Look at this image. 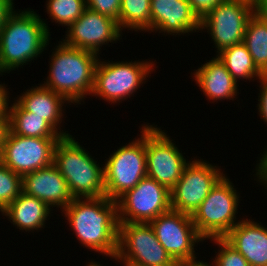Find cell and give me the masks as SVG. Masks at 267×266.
<instances>
[{"label":"cell","instance_id":"obj_34","mask_svg":"<svg viewBox=\"0 0 267 266\" xmlns=\"http://www.w3.org/2000/svg\"><path fill=\"white\" fill-rule=\"evenodd\" d=\"M14 0H0V31L7 17L15 10Z\"/></svg>","mask_w":267,"mask_h":266},{"label":"cell","instance_id":"obj_20","mask_svg":"<svg viewBox=\"0 0 267 266\" xmlns=\"http://www.w3.org/2000/svg\"><path fill=\"white\" fill-rule=\"evenodd\" d=\"M200 91L204 92L207 99L213 102L218 100H234L238 92V84L226 69L224 63L216 57L206 61L192 73Z\"/></svg>","mask_w":267,"mask_h":266},{"label":"cell","instance_id":"obj_38","mask_svg":"<svg viewBox=\"0 0 267 266\" xmlns=\"http://www.w3.org/2000/svg\"><path fill=\"white\" fill-rule=\"evenodd\" d=\"M256 7L258 10H264L267 7V0H259Z\"/></svg>","mask_w":267,"mask_h":266},{"label":"cell","instance_id":"obj_8","mask_svg":"<svg viewBox=\"0 0 267 266\" xmlns=\"http://www.w3.org/2000/svg\"><path fill=\"white\" fill-rule=\"evenodd\" d=\"M147 176L171 190L190 162L170 137L155 125H145Z\"/></svg>","mask_w":267,"mask_h":266},{"label":"cell","instance_id":"obj_27","mask_svg":"<svg viewBox=\"0 0 267 266\" xmlns=\"http://www.w3.org/2000/svg\"><path fill=\"white\" fill-rule=\"evenodd\" d=\"M22 192V176L0 161V212Z\"/></svg>","mask_w":267,"mask_h":266},{"label":"cell","instance_id":"obj_24","mask_svg":"<svg viewBox=\"0 0 267 266\" xmlns=\"http://www.w3.org/2000/svg\"><path fill=\"white\" fill-rule=\"evenodd\" d=\"M217 56L237 83L239 79L254 81L265 76L255 65L243 42L224 48Z\"/></svg>","mask_w":267,"mask_h":266},{"label":"cell","instance_id":"obj_25","mask_svg":"<svg viewBox=\"0 0 267 266\" xmlns=\"http://www.w3.org/2000/svg\"><path fill=\"white\" fill-rule=\"evenodd\" d=\"M119 28L151 33V0H121Z\"/></svg>","mask_w":267,"mask_h":266},{"label":"cell","instance_id":"obj_5","mask_svg":"<svg viewBox=\"0 0 267 266\" xmlns=\"http://www.w3.org/2000/svg\"><path fill=\"white\" fill-rule=\"evenodd\" d=\"M226 176L217 182L191 216L197 232L204 240L224 238L239 222L236 215L240 194Z\"/></svg>","mask_w":267,"mask_h":266},{"label":"cell","instance_id":"obj_2","mask_svg":"<svg viewBox=\"0 0 267 266\" xmlns=\"http://www.w3.org/2000/svg\"><path fill=\"white\" fill-rule=\"evenodd\" d=\"M32 10H14L0 31L1 76L32 62L47 50L50 30L44 19Z\"/></svg>","mask_w":267,"mask_h":266},{"label":"cell","instance_id":"obj_35","mask_svg":"<svg viewBox=\"0 0 267 266\" xmlns=\"http://www.w3.org/2000/svg\"><path fill=\"white\" fill-rule=\"evenodd\" d=\"M192 259V260H177L175 261L174 266H214L213 262L210 264H208L207 262H203L201 260H196Z\"/></svg>","mask_w":267,"mask_h":266},{"label":"cell","instance_id":"obj_40","mask_svg":"<svg viewBox=\"0 0 267 266\" xmlns=\"http://www.w3.org/2000/svg\"><path fill=\"white\" fill-rule=\"evenodd\" d=\"M246 1H249V2L253 3L256 6L258 5V2H259V0H246Z\"/></svg>","mask_w":267,"mask_h":266},{"label":"cell","instance_id":"obj_26","mask_svg":"<svg viewBox=\"0 0 267 266\" xmlns=\"http://www.w3.org/2000/svg\"><path fill=\"white\" fill-rule=\"evenodd\" d=\"M45 5L52 22L67 26L66 29L81 17L87 8L86 0H47Z\"/></svg>","mask_w":267,"mask_h":266},{"label":"cell","instance_id":"obj_39","mask_svg":"<svg viewBox=\"0 0 267 266\" xmlns=\"http://www.w3.org/2000/svg\"><path fill=\"white\" fill-rule=\"evenodd\" d=\"M95 262H96V261L93 262V261L91 260V262H90V263L88 262V263H87L88 265H86V266H102V265H103V264L100 265V263H98V262L95 263Z\"/></svg>","mask_w":267,"mask_h":266},{"label":"cell","instance_id":"obj_18","mask_svg":"<svg viewBox=\"0 0 267 266\" xmlns=\"http://www.w3.org/2000/svg\"><path fill=\"white\" fill-rule=\"evenodd\" d=\"M224 239L250 266H267V227L250 219H242Z\"/></svg>","mask_w":267,"mask_h":266},{"label":"cell","instance_id":"obj_22","mask_svg":"<svg viewBox=\"0 0 267 266\" xmlns=\"http://www.w3.org/2000/svg\"><path fill=\"white\" fill-rule=\"evenodd\" d=\"M8 129L20 136L37 138H61L47 121L25 111L16 101L11 103L8 113Z\"/></svg>","mask_w":267,"mask_h":266},{"label":"cell","instance_id":"obj_9","mask_svg":"<svg viewBox=\"0 0 267 266\" xmlns=\"http://www.w3.org/2000/svg\"><path fill=\"white\" fill-rule=\"evenodd\" d=\"M257 10L246 0H226L200 20V30H207L214 41L216 53L244 40L248 19Z\"/></svg>","mask_w":267,"mask_h":266},{"label":"cell","instance_id":"obj_3","mask_svg":"<svg viewBox=\"0 0 267 266\" xmlns=\"http://www.w3.org/2000/svg\"><path fill=\"white\" fill-rule=\"evenodd\" d=\"M53 49L49 74L42 86L62 95L70 105L81 104L91 95L99 56L91 51L66 45L63 41Z\"/></svg>","mask_w":267,"mask_h":266},{"label":"cell","instance_id":"obj_21","mask_svg":"<svg viewBox=\"0 0 267 266\" xmlns=\"http://www.w3.org/2000/svg\"><path fill=\"white\" fill-rule=\"evenodd\" d=\"M51 211L53 210L40 199L21 192L1 213L17 229L33 232L46 226Z\"/></svg>","mask_w":267,"mask_h":266},{"label":"cell","instance_id":"obj_30","mask_svg":"<svg viewBox=\"0 0 267 266\" xmlns=\"http://www.w3.org/2000/svg\"><path fill=\"white\" fill-rule=\"evenodd\" d=\"M226 0H188L193 13L201 20L218 4Z\"/></svg>","mask_w":267,"mask_h":266},{"label":"cell","instance_id":"obj_10","mask_svg":"<svg viewBox=\"0 0 267 266\" xmlns=\"http://www.w3.org/2000/svg\"><path fill=\"white\" fill-rule=\"evenodd\" d=\"M169 210L170 190L148 176L117 200L118 222L150 223Z\"/></svg>","mask_w":267,"mask_h":266},{"label":"cell","instance_id":"obj_16","mask_svg":"<svg viewBox=\"0 0 267 266\" xmlns=\"http://www.w3.org/2000/svg\"><path fill=\"white\" fill-rule=\"evenodd\" d=\"M22 192L40 199L49 208L61 210L74 200L65 178L53 163L23 175Z\"/></svg>","mask_w":267,"mask_h":266},{"label":"cell","instance_id":"obj_23","mask_svg":"<svg viewBox=\"0 0 267 266\" xmlns=\"http://www.w3.org/2000/svg\"><path fill=\"white\" fill-rule=\"evenodd\" d=\"M243 43L257 68L267 76V14L256 10L248 19Z\"/></svg>","mask_w":267,"mask_h":266},{"label":"cell","instance_id":"obj_31","mask_svg":"<svg viewBox=\"0 0 267 266\" xmlns=\"http://www.w3.org/2000/svg\"><path fill=\"white\" fill-rule=\"evenodd\" d=\"M260 93L258 94V111L260 118L267 124V76H264L263 78H260Z\"/></svg>","mask_w":267,"mask_h":266},{"label":"cell","instance_id":"obj_33","mask_svg":"<svg viewBox=\"0 0 267 266\" xmlns=\"http://www.w3.org/2000/svg\"><path fill=\"white\" fill-rule=\"evenodd\" d=\"M4 84H0V118H8V113L10 110L9 104L10 99H9V88H6Z\"/></svg>","mask_w":267,"mask_h":266},{"label":"cell","instance_id":"obj_29","mask_svg":"<svg viewBox=\"0 0 267 266\" xmlns=\"http://www.w3.org/2000/svg\"><path fill=\"white\" fill-rule=\"evenodd\" d=\"M88 9L108 16L118 22L121 0H86Z\"/></svg>","mask_w":267,"mask_h":266},{"label":"cell","instance_id":"obj_14","mask_svg":"<svg viewBox=\"0 0 267 266\" xmlns=\"http://www.w3.org/2000/svg\"><path fill=\"white\" fill-rule=\"evenodd\" d=\"M160 244L175 260L196 258L195 245L204 239L197 232L190 215L169 210L150 222Z\"/></svg>","mask_w":267,"mask_h":266},{"label":"cell","instance_id":"obj_1","mask_svg":"<svg viewBox=\"0 0 267 266\" xmlns=\"http://www.w3.org/2000/svg\"><path fill=\"white\" fill-rule=\"evenodd\" d=\"M62 212L83 247L108 257L117 253V201L107 196L74 198Z\"/></svg>","mask_w":267,"mask_h":266},{"label":"cell","instance_id":"obj_37","mask_svg":"<svg viewBox=\"0 0 267 266\" xmlns=\"http://www.w3.org/2000/svg\"><path fill=\"white\" fill-rule=\"evenodd\" d=\"M110 258L118 261L121 264L123 263L124 264L123 266H145L143 264L136 263V262H133V261L128 260V259L120 258L116 254L114 256H110Z\"/></svg>","mask_w":267,"mask_h":266},{"label":"cell","instance_id":"obj_6","mask_svg":"<svg viewBox=\"0 0 267 266\" xmlns=\"http://www.w3.org/2000/svg\"><path fill=\"white\" fill-rule=\"evenodd\" d=\"M140 130L141 137L119 147L101 165L104 167L105 196L113 201L147 176L144 124Z\"/></svg>","mask_w":267,"mask_h":266},{"label":"cell","instance_id":"obj_11","mask_svg":"<svg viewBox=\"0 0 267 266\" xmlns=\"http://www.w3.org/2000/svg\"><path fill=\"white\" fill-rule=\"evenodd\" d=\"M116 255L145 266L175 264L158 241L150 223L119 222Z\"/></svg>","mask_w":267,"mask_h":266},{"label":"cell","instance_id":"obj_12","mask_svg":"<svg viewBox=\"0 0 267 266\" xmlns=\"http://www.w3.org/2000/svg\"><path fill=\"white\" fill-rule=\"evenodd\" d=\"M205 160L190 161L170 190L171 209L192 216L211 189L225 175Z\"/></svg>","mask_w":267,"mask_h":266},{"label":"cell","instance_id":"obj_17","mask_svg":"<svg viewBox=\"0 0 267 266\" xmlns=\"http://www.w3.org/2000/svg\"><path fill=\"white\" fill-rule=\"evenodd\" d=\"M154 31L187 35L200 31V20L188 0H151V32Z\"/></svg>","mask_w":267,"mask_h":266},{"label":"cell","instance_id":"obj_4","mask_svg":"<svg viewBox=\"0 0 267 266\" xmlns=\"http://www.w3.org/2000/svg\"><path fill=\"white\" fill-rule=\"evenodd\" d=\"M93 158L72 135L61 137L56 144L53 164L65 178L73 198L105 196L104 167Z\"/></svg>","mask_w":267,"mask_h":266},{"label":"cell","instance_id":"obj_36","mask_svg":"<svg viewBox=\"0 0 267 266\" xmlns=\"http://www.w3.org/2000/svg\"><path fill=\"white\" fill-rule=\"evenodd\" d=\"M7 130H8V118H0V154L2 151V145Z\"/></svg>","mask_w":267,"mask_h":266},{"label":"cell","instance_id":"obj_28","mask_svg":"<svg viewBox=\"0 0 267 266\" xmlns=\"http://www.w3.org/2000/svg\"><path fill=\"white\" fill-rule=\"evenodd\" d=\"M218 245V253L213 260L214 266H250L248 261L233 248L224 238H212Z\"/></svg>","mask_w":267,"mask_h":266},{"label":"cell","instance_id":"obj_19","mask_svg":"<svg viewBox=\"0 0 267 266\" xmlns=\"http://www.w3.org/2000/svg\"><path fill=\"white\" fill-rule=\"evenodd\" d=\"M35 87V88H34ZM23 92L15 100L25 111L32 112V115L42 117L47 121L62 137L69 136L68 131H61V123L64 113V103L69 102L60 94L50 89L40 86H34ZM60 125V126H59ZM60 130V131H58Z\"/></svg>","mask_w":267,"mask_h":266},{"label":"cell","instance_id":"obj_32","mask_svg":"<svg viewBox=\"0 0 267 266\" xmlns=\"http://www.w3.org/2000/svg\"><path fill=\"white\" fill-rule=\"evenodd\" d=\"M265 152V153H264ZM263 154L262 157L259 158V163L256 165V177L258 178L257 181L262 183L267 189V149Z\"/></svg>","mask_w":267,"mask_h":266},{"label":"cell","instance_id":"obj_41","mask_svg":"<svg viewBox=\"0 0 267 266\" xmlns=\"http://www.w3.org/2000/svg\"><path fill=\"white\" fill-rule=\"evenodd\" d=\"M263 11L267 14V7Z\"/></svg>","mask_w":267,"mask_h":266},{"label":"cell","instance_id":"obj_7","mask_svg":"<svg viewBox=\"0 0 267 266\" xmlns=\"http://www.w3.org/2000/svg\"><path fill=\"white\" fill-rule=\"evenodd\" d=\"M153 61H100L98 60L94 74L91 95L102 98L112 104L120 103L140 88L154 71Z\"/></svg>","mask_w":267,"mask_h":266},{"label":"cell","instance_id":"obj_13","mask_svg":"<svg viewBox=\"0 0 267 266\" xmlns=\"http://www.w3.org/2000/svg\"><path fill=\"white\" fill-rule=\"evenodd\" d=\"M60 138L25 137L9 129L4 137L0 161L21 176L53 163L54 150Z\"/></svg>","mask_w":267,"mask_h":266},{"label":"cell","instance_id":"obj_15","mask_svg":"<svg viewBox=\"0 0 267 266\" xmlns=\"http://www.w3.org/2000/svg\"><path fill=\"white\" fill-rule=\"evenodd\" d=\"M121 34L116 20L86 8L81 17L69 26L65 39L61 40L68 46L99 55L100 47L121 40Z\"/></svg>","mask_w":267,"mask_h":266}]
</instances>
